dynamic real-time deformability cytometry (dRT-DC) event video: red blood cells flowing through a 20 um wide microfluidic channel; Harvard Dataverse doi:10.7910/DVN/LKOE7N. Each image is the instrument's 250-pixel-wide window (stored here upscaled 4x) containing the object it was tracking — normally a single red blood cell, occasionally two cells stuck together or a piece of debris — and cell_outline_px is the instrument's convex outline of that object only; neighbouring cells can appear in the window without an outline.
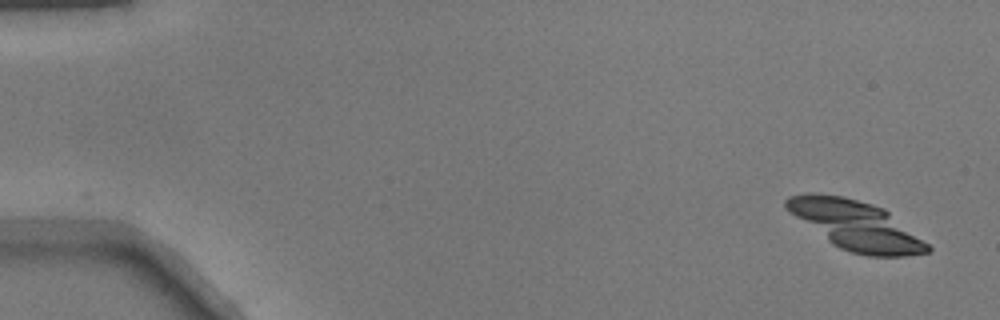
{"species": "common noctule bat (a hibernating species)", "species_latin": "Nyctalus noctula", "temperature_condition": "warm", "stored_images_in_passage": 39, "segment_of_instrument_passage": [1, 2], "camera_frame_rate_fps": 3000, "um_per_image_px": 0.085, "animal": {"sex": "male", "body_mass_g": 17.9}, "frame": {"image": 1, "passage_image": 2, "time_ms": 0.333, "image_size_px": [1000, 320], "cell_outline_px": [[932, 248], [928, 252], [904, 256], [868, 256], [852, 252], [840, 248], [832, 244], [788, 212], [784, 208], [784, 200], [788, 196], [804, 192], [812, 192], [844, 196], [872, 204], [884, 208], [928, 244]], "centroid_in_image_um": [72.68, 19.13], "position_along_channel_um": 12.3, "area_um2": 40.29}}
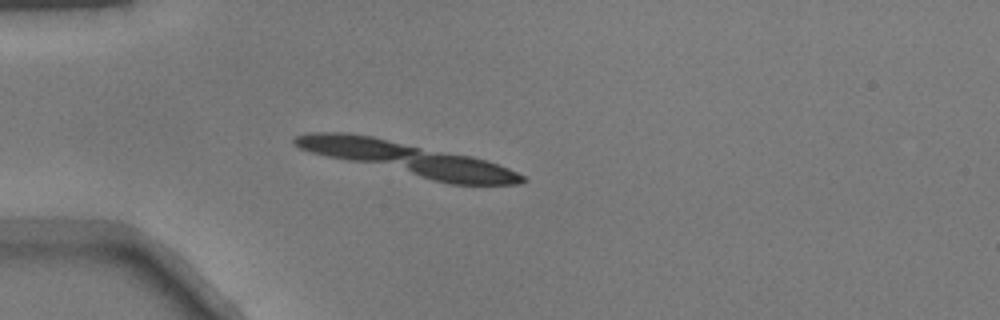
{"frame": {"image": 2, "passage_image": 14, "time_ms": 4.333, "image_size_px": [1000, 320], "cell_outline_px": [[528, 180], [524, 184], [452, 184], [328, 156], [312, 152], [300, 148], [292, 144], [292, 140], [296, 136], [308, 132], [344, 132], [372, 136], [472, 156], [488, 160], [508, 168], [524, 176]], "centroid_in_image_um": [34.7, 13.48], "position_along_channel_um": 50.3, "area_um2": 43.0}}